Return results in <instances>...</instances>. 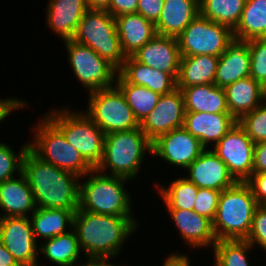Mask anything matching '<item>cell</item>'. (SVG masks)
I'll list each match as a JSON object with an SVG mask.
<instances>
[{"mask_svg":"<svg viewBox=\"0 0 266 266\" xmlns=\"http://www.w3.org/2000/svg\"><path fill=\"white\" fill-rule=\"evenodd\" d=\"M263 97H264V101L266 100V83L263 86Z\"/></svg>","mask_w":266,"mask_h":266,"instance_id":"f907efd6","label":"cell"},{"mask_svg":"<svg viewBox=\"0 0 266 266\" xmlns=\"http://www.w3.org/2000/svg\"><path fill=\"white\" fill-rule=\"evenodd\" d=\"M0 183V208L5 210L2 217H27L36 210L33 192L24 174Z\"/></svg>","mask_w":266,"mask_h":266,"instance_id":"603a6c76","label":"cell"},{"mask_svg":"<svg viewBox=\"0 0 266 266\" xmlns=\"http://www.w3.org/2000/svg\"><path fill=\"white\" fill-rule=\"evenodd\" d=\"M123 54L126 57L143 47L156 35L155 24L139 13H127L115 17Z\"/></svg>","mask_w":266,"mask_h":266,"instance_id":"44dd1931","label":"cell"},{"mask_svg":"<svg viewBox=\"0 0 266 266\" xmlns=\"http://www.w3.org/2000/svg\"><path fill=\"white\" fill-rule=\"evenodd\" d=\"M250 66L248 41L234 38L219 57L214 84L224 88L242 78L250 77Z\"/></svg>","mask_w":266,"mask_h":266,"instance_id":"ac0fdd59","label":"cell"},{"mask_svg":"<svg viewBox=\"0 0 266 266\" xmlns=\"http://www.w3.org/2000/svg\"><path fill=\"white\" fill-rule=\"evenodd\" d=\"M146 151L152 153V141L140 127L106 134L103 157L96 170L102 173L108 167L110 175L133 179L137 177Z\"/></svg>","mask_w":266,"mask_h":266,"instance_id":"277c9868","label":"cell"},{"mask_svg":"<svg viewBox=\"0 0 266 266\" xmlns=\"http://www.w3.org/2000/svg\"><path fill=\"white\" fill-rule=\"evenodd\" d=\"M29 149V144L21 147L18 155L7 144L0 142V183L13 178V174L22 172L24 154Z\"/></svg>","mask_w":266,"mask_h":266,"instance_id":"74e56055","label":"cell"},{"mask_svg":"<svg viewBox=\"0 0 266 266\" xmlns=\"http://www.w3.org/2000/svg\"><path fill=\"white\" fill-rule=\"evenodd\" d=\"M47 7V24L62 40L73 39L78 24L89 9L86 0H50Z\"/></svg>","mask_w":266,"mask_h":266,"instance_id":"ffe728a7","label":"cell"},{"mask_svg":"<svg viewBox=\"0 0 266 266\" xmlns=\"http://www.w3.org/2000/svg\"><path fill=\"white\" fill-rule=\"evenodd\" d=\"M199 15V0H164V6L155 23L160 36L177 38Z\"/></svg>","mask_w":266,"mask_h":266,"instance_id":"7402d4cb","label":"cell"},{"mask_svg":"<svg viewBox=\"0 0 266 266\" xmlns=\"http://www.w3.org/2000/svg\"><path fill=\"white\" fill-rule=\"evenodd\" d=\"M115 85L124 94L139 123L154 110L161 96L147 87L128 83L119 73Z\"/></svg>","mask_w":266,"mask_h":266,"instance_id":"1f68e13d","label":"cell"},{"mask_svg":"<svg viewBox=\"0 0 266 266\" xmlns=\"http://www.w3.org/2000/svg\"><path fill=\"white\" fill-rule=\"evenodd\" d=\"M233 37L245 41L266 38V0H246Z\"/></svg>","mask_w":266,"mask_h":266,"instance_id":"f546056e","label":"cell"},{"mask_svg":"<svg viewBox=\"0 0 266 266\" xmlns=\"http://www.w3.org/2000/svg\"><path fill=\"white\" fill-rule=\"evenodd\" d=\"M236 123L230 113L186 112L183 127L206 148L209 142L215 146Z\"/></svg>","mask_w":266,"mask_h":266,"instance_id":"d6986e66","label":"cell"},{"mask_svg":"<svg viewBox=\"0 0 266 266\" xmlns=\"http://www.w3.org/2000/svg\"><path fill=\"white\" fill-rule=\"evenodd\" d=\"M89 9L107 10L110 0H86Z\"/></svg>","mask_w":266,"mask_h":266,"instance_id":"c3c4849f","label":"cell"},{"mask_svg":"<svg viewBox=\"0 0 266 266\" xmlns=\"http://www.w3.org/2000/svg\"><path fill=\"white\" fill-rule=\"evenodd\" d=\"M185 114L183 93L176 88L160 96L154 110L139 123V127L151 141H154L161 134L183 127Z\"/></svg>","mask_w":266,"mask_h":266,"instance_id":"5bb4252c","label":"cell"},{"mask_svg":"<svg viewBox=\"0 0 266 266\" xmlns=\"http://www.w3.org/2000/svg\"><path fill=\"white\" fill-rule=\"evenodd\" d=\"M0 266H20L0 240Z\"/></svg>","mask_w":266,"mask_h":266,"instance_id":"7dc6e473","label":"cell"},{"mask_svg":"<svg viewBox=\"0 0 266 266\" xmlns=\"http://www.w3.org/2000/svg\"><path fill=\"white\" fill-rule=\"evenodd\" d=\"M190 260L188 256H185L184 254H172L168 256L166 261H164L163 266H190L189 263Z\"/></svg>","mask_w":266,"mask_h":266,"instance_id":"bcb514c9","label":"cell"},{"mask_svg":"<svg viewBox=\"0 0 266 266\" xmlns=\"http://www.w3.org/2000/svg\"><path fill=\"white\" fill-rule=\"evenodd\" d=\"M22 173L33 192L36 207L64 208L74 213L78 210L81 177L43 161L30 149L24 154Z\"/></svg>","mask_w":266,"mask_h":266,"instance_id":"6da1fadb","label":"cell"},{"mask_svg":"<svg viewBox=\"0 0 266 266\" xmlns=\"http://www.w3.org/2000/svg\"><path fill=\"white\" fill-rule=\"evenodd\" d=\"M186 170L189 172L187 179L198 188L222 192L237 182L227 165L210 149L198 156Z\"/></svg>","mask_w":266,"mask_h":266,"instance_id":"e0dca14e","label":"cell"},{"mask_svg":"<svg viewBox=\"0 0 266 266\" xmlns=\"http://www.w3.org/2000/svg\"><path fill=\"white\" fill-rule=\"evenodd\" d=\"M218 60L213 55L181 56L177 88L214 83Z\"/></svg>","mask_w":266,"mask_h":266,"instance_id":"83f0119b","label":"cell"},{"mask_svg":"<svg viewBox=\"0 0 266 266\" xmlns=\"http://www.w3.org/2000/svg\"><path fill=\"white\" fill-rule=\"evenodd\" d=\"M251 57L250 77L264 86L266 83V38L247 40Z\"/></svg>","mask_w":266,"mask_h":266,"instance_id":"8d00e7d4","label":"cell"},{"mask_svg":"<svg viewBox=\"0 0 266 266\" xmlns=\"http://www.w3.org/2000/svg\"><path fill=\"white\" fill-rule=\"evenodd\" d=\"M35 128L36 142L29 149L40 159L79 177L89 176L94 168L67 142L63 133L45 116Z\"/></svg>","mask_w":266,"mask_h":266,"instance_id":"52a82bcc","label":"cell"},{"mask_svg":"<svg viewBox=\"0 0 266 266\" xmlns=\"http://www.w3.org/2000/svg\"><path fill=\"white\" fill-rule=\"evenodd\" d=\"M137 226L133 217L96 214L79 208L73 217L80 249L88 259L109 261L118 256L125 239Z\"/></svg>","mask_w":266,"mask_h":266,"instance_id":"7a4b0ae2","label":"cell"},{"mask_svg":"<svg viewBox=\"0 0 266 266\" xmlns=\"http://www.w3.org/2000/svg\"><path fill=\"white\" fill-rule=\"evenodd\" d=\"M259 206L246 182H236L221 192L212 229L218 240H245Z\"/></svg>","mask_w":266,"mask_h":266,"instance_id":"3957f363","label":"cell"},{"mask_svg":"<svg viewBox=\"0 0 266 266\" xmlns=\"http://www.w3.org/2000/svg\"><path fill=\"white\" fill-rule=\"evenodd\" d=\"M72 40L89 46L117 70L124 64L126 56L120 45L116 20L107 10L88 9Z\"/></svg>","mask_w":266,"mask_h":266,"instance_id":"8992f818","label":"cell"},{"mask_svg":"<svg viewBox=\"0 0 266 266\" xmlns=\"http://www.w3.org/2000/svg\"><path fill=\"white\" fill-rule=\"evenodd\" d=\"M245 240L253 247L257 243L256 245L261 246L266 252V205H259L256 208L250 233Z\"/></svg>","mask_w":266,"mask_h":266,"instance_id":"ab89813d","label":"cell"},{"mask_svg":"<svg viewBox=\"0 0 266 266\" xmlns=\"http://www.w3.org/2000/svg\"><path fill=\"white\" fill-rule=\"evenodd\" d=\"M234 39L233 31L200 14L177 37L181 56L220 57Z\"/></svg>","mask_w":266,"mask_h":266,"instance_id":"30bf717a","label":"cell"},{"mask_svg":"<svg viewBox=\"0 0 266 266\" xmlns=\"http://www.w3.org/2000/svg\"><path fill=\"white\" fill-rule=\"evenodd\" d=\"M170 184L169 188L157 187L167 209L193 211L199 188L186 177H180Z\"/></svg>","mask_w":266,"mask_h":266,"instance_id":"836d02e7","label":"cell"},{"mask_svg":"<svg viewBox=\"0 0 266 266\" xmlns=\"http://www.w3.org/2000/svg\"><path fill=\"white\" fill-rule=\"evenodd\" d=\"M114 86L90 92L89 106L85 113L105 135L139 127L124 94Z\"/></svg>","mask_w":266,"mask_h":266,"instance_id":"9c48e42d","label":"cell"},{"mask_svg":"<svg viewBox=\"0 0 266 266\" xmlns=\"http://www.w3.org/2000/svg\"><path fill=\"white\" fill-rule=\"evenodd\" d=\"M53 110L46 117L63 133L68 143L77 149L94 168L103 157L105 134L85 113Z\"/></svg>","mask_w":266,"mask_h":266,"instance_id":"ba28073f","label":"cell"},{"mask_svg":"<svg viewBox=\"0 0 266 266\" xmlns=\"http://www.w3.org/2000/svg\"><path fill=\"white\" fill-rule=\"evenodd\" d=\"M0 240L20 266H38L37 242L27 217H0Z\"/></svg>","mask_w":266,"mask_h":266,"instance_id":"4fadbf2b","label":"cell"},{"mask_svg":"<svg viewBox=\"0 0 266 266\" xmlns=\"http://www.w3.org/2000/svg\"><path fill=\"white\" fill-rule=\"evenodd\" d=\"M237 122L255 144L266 141V102Z\"/></svg>","mask_w":266,"mask_h":266,"instance_id":"d590c367","label":"cell"},{"mask_svg":"<svg viewBox=\"0 0 266 266\" xmlns=\"http://www.w3.org/2000/svg\"><path fill=\"white\" fill-rule=\"evenodd\" d=\"M88 262L87 264H82V265H77V266H116L115 264H110L108 260L104 259H87ZM69 266H76L74 265H69ZM120 266V265H118Z\"/></svg>","mask_w":266,"mask_h":266,"instance_id":"681fc988","label":"cell"},{"mask_svg":"<svg viewBox=\"0 0 266 266\" xmlns=\"http://www.w3.org/2000/svg\"><path fill=\"white\" fill-rule=\"evenodd\" d=\"M132 57L153 69L169 73L177 81L181 61L177 38L156 35Z\"/></svg>","mask_w":266,"mask_h":266,"instance_id":"2e32d148","label":"cell"},{"mask_svg":"<svg viewBox=\"0 0 266 266\" xmlns=\"http://www.w3.org/2000/svg\"><path fill=\"white\" fill-rule=\"evenodd\" d=\"M181 91L186 112L229 113L223 87L212 83L185 87Z\"/></svg>","mask_w":266,"mask_h":266,"instance_id":"4316f807","label":"cell"},{"mask_svg":"<svg viewBox=\"0 0 266 266\" xmlns=\"http://www.w3.org/2000/svg\"><path fill=\"white\" fill-rule=\"evenodd\" d=\"M139 0H110L107 11L114 18L127 13H136Z\"/></svg>","mask_w":266,"mask_h":266,"instance_id":"7bdbcfd3","label":"cell"},{"mask_svg":"<svg viewBox=\"0 0 266 266\" xmlns=\"http://www.w3.org/2000/svg\"><path fill=\"white\" fill-rule=\"evenodd\" d=\"M266 172V141L254 145L253 174Z\"/></svg>","mask_w":266,"mask_h":266,"instance_id":"ee69618b","label":"cell"},{"mask_svg":"<svg viewBox=\"0 0 266 266\" xmlns=\"http://www.w3.org/2000/svg\"><path fill=\"white\" fill-rule=\"evenodd\" d=\"M68 51L72 71L90 92L112 87L118 70L107 60L101 58L92 48L75 42L63 41Z\"/></svg>","mask_w":266,"mask_h":266,"instance_id":"8fae6325","label":"cell"},{"mask_svg":"<svg viewBox=\"0 0 266 266\" xmlns=\"http://www.w3.org/2000/svg\"><path fill=\"white\" fill-rule=\"evenodd\" d=\"M48 260L57 266H69L76 264L80 255V246L76 231L71 229L65 234L47 239L39 249Z\"/></svg>","mask_w":266,"mask_h":266,"instance_id":"4dcf8cb0","label":"cell"},{"mask_svg":"<svg viewBox=\"0 0 266 266\" xmlns=\"http://www.w3.org/2000/svg\"><path fill=\"white\" fill-rule=\"evenodd\" d=\"M118 73L128 83L147 87L160 95L168 94L177 88V81L169 73L144 65L132 56L126 57Z\"/></svg>","mask_w":266,"mask_h":266,"instance_id":"cb8c5ba5","label":"cell"},{"mask_svg":"<svg viewBox=\"0 0 266 266\" xmlns=\"http://www.w3.org/2000/svg\"><path fill=\"white\" fill-rule=\"evenodd\" d=\"M259 205H266V172L252 174L246 181Z\"/></svg>","mask_w":266,"mask_h":266,"instance_id":"b9f144b4","label":"cell"},{"mask_svg":"<svg viewBox=\"0 0 266 266\" xmlns=\"http://www.w3.org/2000/svg\"><path fill=\"white\" fill-rule=\"evenodd\" d=\"M255 143L237 122L211 149L226 165L237 182L253 174Z\"/></svg>","mask_w":266,"mask_h":266,"instance_id":"7c38bea8","label":"cell"},{"mask_svg":"<svg viewBox=\"0 0 266 266\" xmlns=\"http://www.w3.org/2000/svg\"><path fill=\"white\" fill-rule=\"evenodd\" d=\"M229 113L238 121L264 103L263 86L251 77L224 87Z\"/></svg>","mask_w":266,"mask_h":266,"instance_id":"d4e9b609","label":"cell"},{"mask_svg":"<svg viewBox=\"0 0 266 266\" xmlns=\"http://www.w3.org/2000/svg\"><path fill=\"white\" fill-rule=\"evenodd\" d=\"M247 240H218L215 250V266H249L246 254L252 249Z\"/></svg>","mask_w":266,"mask_h":266,"instance_id":"e575fe53","label":"cell"},{"mask_svg":"<svg viewBox=\"0 0 266 266\" xmlns=\"http://www.w3.org/2000/svg\"><path fill=\"white\" fill-rule=\"evenodd\" d=\"M164 0H139L137 13L152 23H156L162 12Z\"/></svg>","mask_w":266,"mask_h":266,"instance_id":"60d3db41","label":"cell"},{"mask_svg":"<svg viewBox=\"0 0 266 266\" xmlns=\"http://www.w3.org/2000/svg\"><path fill=\"white\" fill-rule=\"evenodd\" d=\"M182 238L192 247L214 246L217 239L212 229V221L192 210L168 209Z\"/></svg>","mask_w":266,"mask_h":266,"instance_id":"484cf974","label":"cell"},{"mask_svg":"<svg viewBox=\"0 0 266 266\" xmlns=\"http://www.w3.org/2000/svg\"><path fill=\"white\" fill-rule=\"evenodd\" d=\"M206 148L184 127L161 134L152 141V154L164 159L170 165L187 167L200 156Z\"/></svg>","mask_w":266,"mask_h":266,"instance_id":"9a60e30c","label":"cell"},{"mask_svg":"<svg viewBox=\"0 0 266 266\" xmlns=\"http://www.w3.org/2000/svg\"><path fill=\"white\" fill-rule=\"evenodd\" d=\"M73 217L74 212L69 209H47L37 207L30 219L36 242L38 236L47 240L67 233L65 227L68 226L67 224H69L71 228L73 227Z\"/></svg>","mask_w":266,"mask_h":266,"instance_id":"f1b7e54d","label":"cell"},{"mask_svg":"<svg viewBox=\"0 0 266 266\" xmlns=\"http://www.w3.org/2000/svg\"><path fill=\"white\" fill-rule=\"evenodd\" d=\"M27 103L16 98L0 99V122L3 121L12 110H18L20 107H25Z\"/></svg>","mask_w":266,"mask_h":266,"instance_id":"f6af8a7d","label":"cell"},{"mask_svg":"<svg viewBox=\"0 0 266 266\" xmlns=\"http://www.w3.org/2000/svg\"><path fill=\"white\" fill-rule=\"evenodd\" d=\"M245 3L246 0H199V14L233 31L240 20Z\"/></svg>","mask_w":266,"mask_h":266,"instance_id":"d6a6232c","label":"cell"},{"mask_svg":"<svg viewBox=\"0 0 266 266\" xmlns=\"http://www.w3.org/2000/svg\"><path fill=\"white\" fill-rule=\"evenodd\" d=\"M221 191L214 189L199 188L193 211L214 220Z\"/></svg>","mask_w":266,"mask_h":266,"instance_id":"f35d334b","label":"cell"},{"mask_svg":"<svg viewBox=\"0 0 266 266\" xmlns=\"http://www.w3.org/2000/svg\"><path fill=\"white\" fill-rule=\"evenodd\" d=\"M89 173L90 177L84 183L80 182L79 209L96 214L132 217L130 196L123 184L129 179L106 175L96 169Z\"/></svg>","mask_w":266,"mask_h":266,"instance_id":"5b68a950","label":"cell"}]
</instances>
